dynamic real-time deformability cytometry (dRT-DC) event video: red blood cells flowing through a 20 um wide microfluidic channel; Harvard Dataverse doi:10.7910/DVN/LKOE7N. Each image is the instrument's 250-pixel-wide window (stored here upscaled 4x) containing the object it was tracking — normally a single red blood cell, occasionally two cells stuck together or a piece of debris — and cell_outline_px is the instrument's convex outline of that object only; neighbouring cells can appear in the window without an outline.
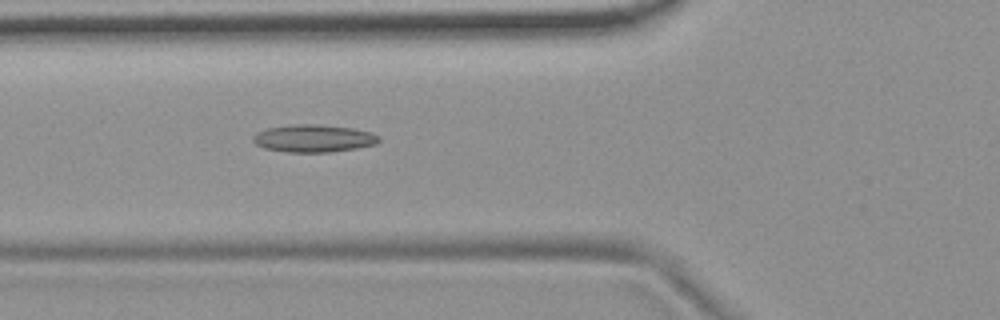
{"species": "common noctule bat (a hibernating species)", "species_latin": "Nyctalus noctula", "temperature_condition": "room temperature", "stored_images_in_passage": 6, "camera_frame_rate_fps": 3000, "um_per_image_px": 0.085, "animal": {"sex": "female", "body_mass_g": 19.9}, "frame": {"image": 1, "passage_image": 6, "time_ms": 5.667, "image_size_px": [1000, 320], "cell_outline_px": [[380, 140], [376, 144], [356, 148], [332, 152], [284, 152], [264, 148], [256, 144], [252, 140], [252, 136], [256, 132], [268, 128], [296, 124], [316, 124], [352, 128], [372, 132], [380, 136]], "centroid_in_image_um": [26.66, 11.76], "position_along_channel_um": 99.1, "area_um2": 20.29}}